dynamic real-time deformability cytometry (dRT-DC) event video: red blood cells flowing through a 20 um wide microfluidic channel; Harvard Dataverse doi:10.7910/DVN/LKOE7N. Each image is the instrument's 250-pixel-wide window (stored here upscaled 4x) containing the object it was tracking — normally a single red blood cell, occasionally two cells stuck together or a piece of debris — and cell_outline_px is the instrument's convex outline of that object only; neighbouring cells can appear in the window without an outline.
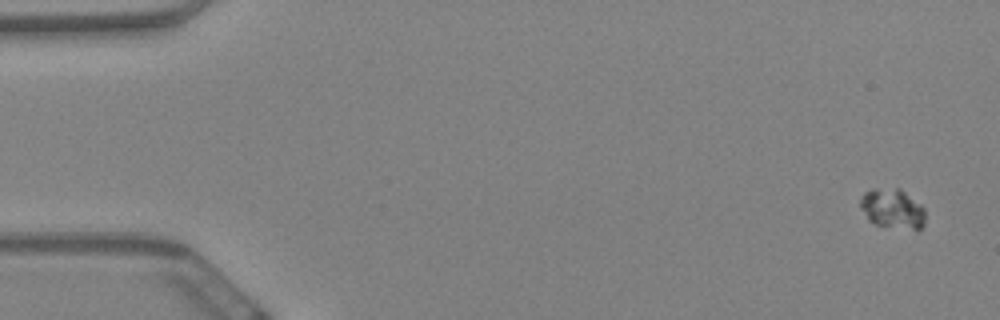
{"species": "Egyptian fruit bat (a non-hibernating species)", "species_latin": "Rousettus aegyptiacus", "temperature_condition": "warm", "stored_images_in_passage": 65, "camera_frame_rate_fps": 3000, "um_per_image_px": 0.085, "animal": {"sex": "female"}, "frame": {"image": 1, "passage_image": 4, "time_ms": 1.0, "image_size_px": [1000, 320], "cell_outline_px": [[924, 224], [920, 228], [912, 228], [876, 224], [868, 220], [860, 208], [860, 200], [864, 192], [872, 188], [900, 188], [920, 204], [924, 208]], "centroid_in_image_um": [75.82, 17.69], "position_along_channel_um": 9.2, "area_um2": 14.74}}
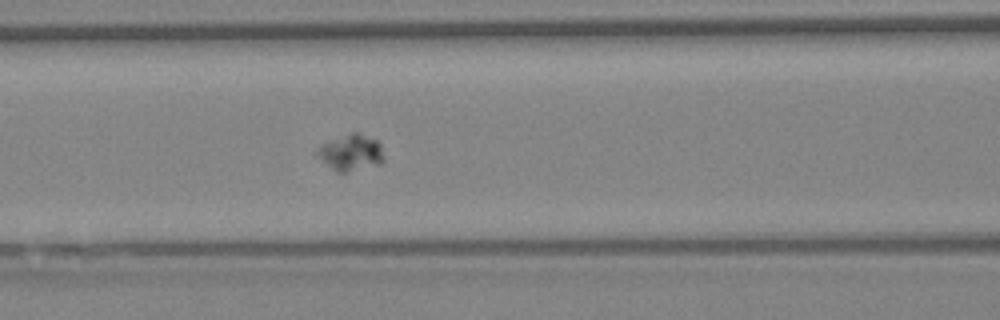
{"frame": {"image": 2, "passage_image": 29, "time_ms": 9.333, "image_size_px": [1000, 320], "cell_outline_px": [[384, 160], [380, 164], [348, 172], [336, 172], [316, 156], [316, 152], [324, 144], [352, 132], [360, 132], [376, 140], [380, 144], [384, 156]], "centroid_in_image_um": [29.86, 12.99], "position_along_channel_um": 136.7, "area_um2": 13.87}}
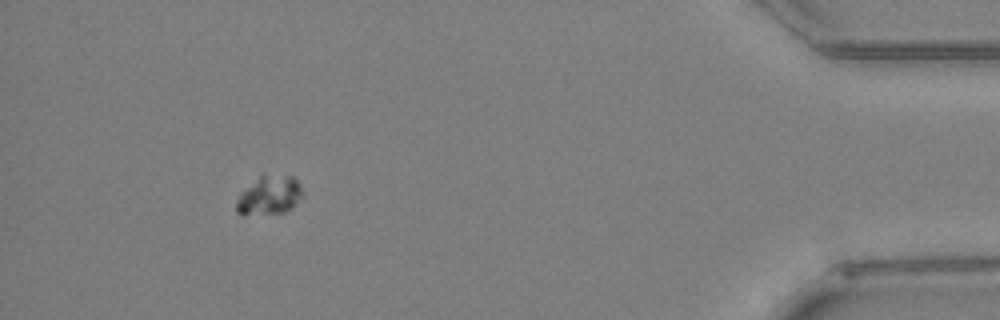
{"frame": {"image": 3, "passage_image": 60, "time_ms": 19.667, "image_size_px": [1000, 320], "cell_outline_px": [[304, 196], [292, 208], [284, 212], [244, 216], [240, 216], [236, 212], [236, 200], [240, 192], [260, 176], [292, 176], [300, 184]], "centroid_in_image_um": [22.87, 16.65], "position_along_channel_um": 412.3, "area_um2": 15.09}}